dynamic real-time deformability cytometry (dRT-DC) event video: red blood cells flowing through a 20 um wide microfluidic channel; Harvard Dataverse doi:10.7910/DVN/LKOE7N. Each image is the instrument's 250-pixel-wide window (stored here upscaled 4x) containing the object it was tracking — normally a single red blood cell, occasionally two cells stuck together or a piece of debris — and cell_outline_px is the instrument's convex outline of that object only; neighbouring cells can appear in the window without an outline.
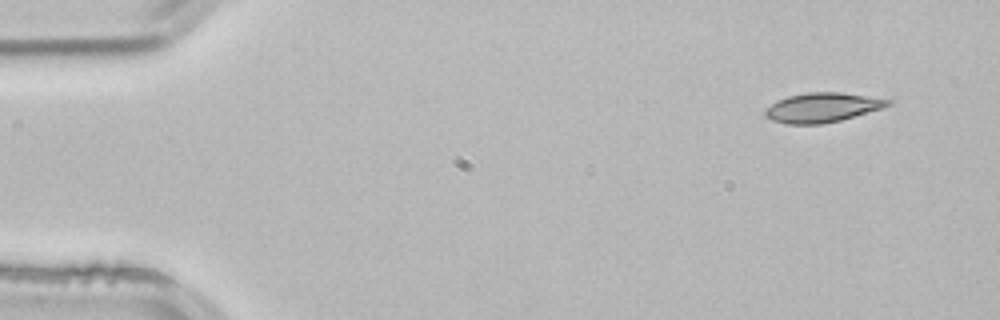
{"species": "common noctule bat (a hibernating species)", "species_latin": "Nyctalus noctula", "temperature_condition": "room temperature", "stored_images_in_passage": 4, "camera_frame_rate_fps": 3000, "um_per_image_px": 0.085, "animal": {"sex": "male", "body_mass_g": 21.5, "forearm_length_mm": 52.0}, "frame": {"image": 1, "passage_image": 1, "time_ms": 0.0, "image_size_px": [1000, 320], "cell_outline_px": [[892, 104], [884, 108], [840, 120], [820, 124], [784, 124], [772, 120], [764, 116], [764, 108], [776, 100], [788, 96], [808, 92], [840, 92], [892, 100]], "centroid_in_image_um": [69.85, 9.14], "position_along_channel_um": 15.1, "area_um2": 21.21}}
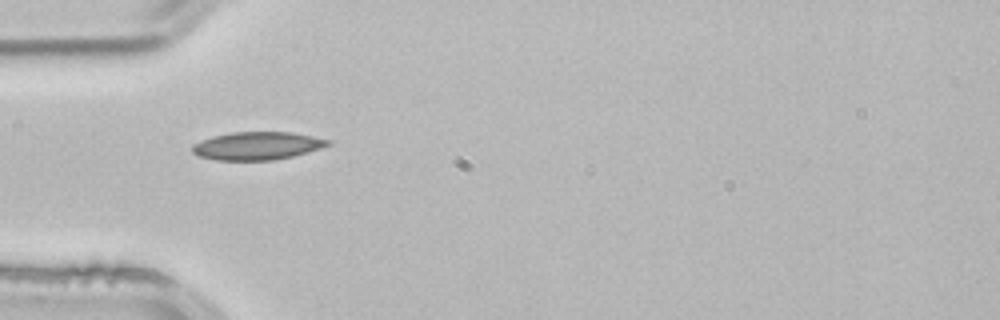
{"frame": {"image": 2, "passage_image": 3, "time_ms": 0.667, "image_size_px": [1000, 320], "cell_outline_px": [[332, 144], [320, 148], [292, 156], [272, 160], [216, 160], [200, 156], [192, 152], [192, 144], [212, 136], [232, 132], [292, 132], [332, 140]], "centroid_in_image_um": [21.86, 12.38], "position_along_channel_um": 63.1, "area_um2": 22.02}}